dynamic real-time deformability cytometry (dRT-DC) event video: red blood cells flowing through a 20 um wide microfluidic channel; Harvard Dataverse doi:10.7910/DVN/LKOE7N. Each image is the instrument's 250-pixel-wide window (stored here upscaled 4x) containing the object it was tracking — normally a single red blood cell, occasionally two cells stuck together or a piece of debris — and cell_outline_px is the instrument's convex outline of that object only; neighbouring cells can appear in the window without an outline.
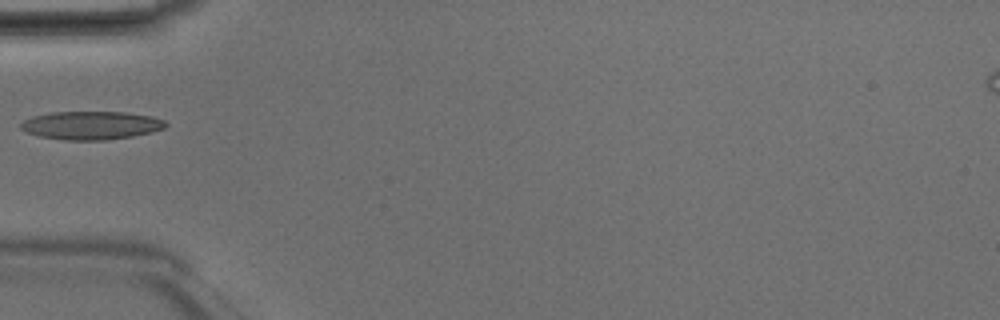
{"species": "Egyptian fruit bat (a non-hibernating species)", "species_latin": "Rousettus aegyptiacus", "temperature_condition": "room temperature", "stored_images_in_passage": 28, "camera_frame_rate_fps": 3000, "um_per_image_px": 0.085, "animal": {"sex": "male"}, "frame": {"image": 1, "passage_image": 1, "time_ms": 0.0, "image_size_px": [1000, 320], "cell_outline_px": [[168, 124], [164, 128], [152, 132], [132, 136], [104, 140], [60, 140], [40, 136], [28, 132], [20, 128], [20, 124], [24, 120], [32, 116], [52, 112], [124, 112], [152, 116], [164, 120]], "centroid_in_image_um": [7.75, 10.65], "position_along_channel_um": 77.3, "area_um2": 23.87}}
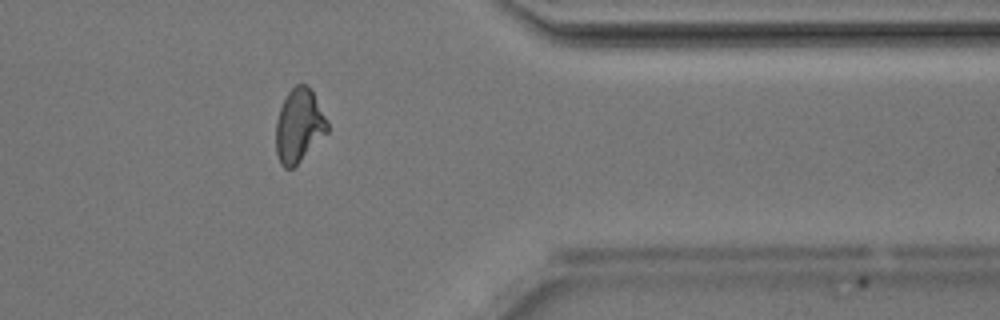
{"frame": {"image": 2, "passage_image": 24, "time_ms": 7.667, "image_size_px": [1000, 320], "cell_outline_px": [[328, 132], [292, 168], [284, 168], [280, 164], [276, 152], [276, 120], [280, 108], [288, 92], [296, 84], [308, 84], [328, 120]], "centroid_in_image_um": [25.41, 10.66], "position_along_channel_um": 386.0, "area_um2": 21.91}}